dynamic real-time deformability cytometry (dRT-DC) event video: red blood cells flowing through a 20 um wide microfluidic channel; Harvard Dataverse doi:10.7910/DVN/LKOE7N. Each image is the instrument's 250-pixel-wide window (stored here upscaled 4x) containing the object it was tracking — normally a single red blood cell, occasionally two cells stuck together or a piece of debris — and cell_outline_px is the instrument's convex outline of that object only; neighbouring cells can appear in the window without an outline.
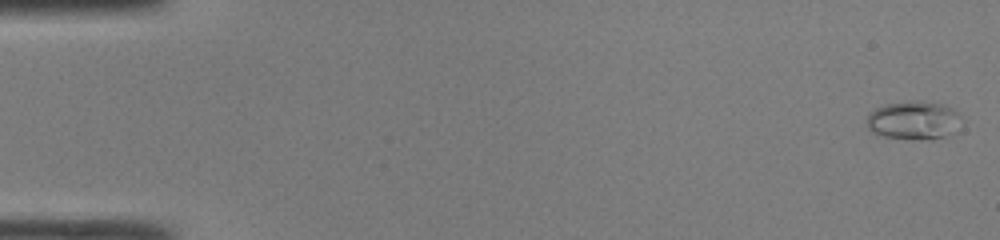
{"species": "common noctule bat (a hibernating species)", "species_latin": "Nyctalus noctula", "temperature_condition": "room temperature", "stored_images_in_passage": 10, "camera_frame_rate_fps": 3000, "um_per_image_px": 0.085, "animal": {"sex": "male", "body_mass_g": 19.0, "forearm_length_mm": 50.8}, "frame": {"image": 1, "passage_image": 1, "time_ms": 0.0, "image_size_px": [1000, 240], "cell_outline_px": [[960, 116], [948, 132], [944, 136], [932, 140], [912, 140], [880, 136], [872, 132], [868, 128], [868, 112], [884, 104], [912, 100], [920, 100], [940, 104], [952, 108]], "centroid_in_image_um": [77.54, 10.22], "position_along_channel_um": 7.5, "area_um2": 20.92}}